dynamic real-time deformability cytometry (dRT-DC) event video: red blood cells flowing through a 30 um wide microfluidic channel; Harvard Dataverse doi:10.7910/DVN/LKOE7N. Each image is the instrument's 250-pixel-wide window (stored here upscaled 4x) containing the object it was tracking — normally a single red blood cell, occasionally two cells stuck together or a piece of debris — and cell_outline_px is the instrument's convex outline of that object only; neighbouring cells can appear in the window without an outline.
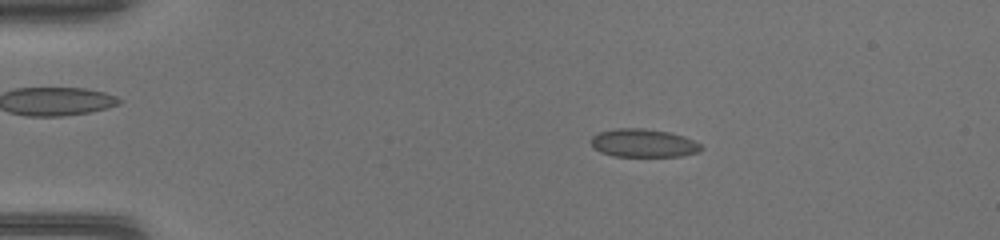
{"species": "common noctule bat (a hibernating species)", "species_latin": "Nyctalus noctula", "temperature_condition": "warm", "stored_images_in_passage": 47, "camera_frame_rate_fps": 3000, "um_per_image_px": 0.085, "animal": {"sex": "female", "body_mass_g": 17.0, "forearm_length_mm": 48.0}, "frame": {"image": 1, "passage_image": 9, "time_ms": 2.667, "image_size_px": [1000, 240], "cell_outline_px": [[704, 148], [700, 152], [684, 156], [612, 156], [600, 152], [592, 144], [592, 136], [600, 132], [616, 128], [644, 128], [668, 132], [684, 136], [700, 144]], "centroid_in_image_um": [54.73, 12.17], "position_along_channel_um": 30.3, "area_um2": 18.09}}
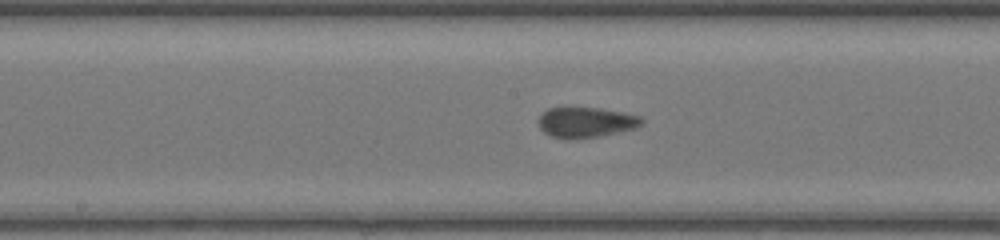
{"frame": {"image": 2, "passage_image": 25, "time_ms": 8.0, "image_size_px": [1000, 240], "cell_outline_px": [[644, 124], [636, 128], [600, 136], [568, 140], [552, 136], [544, 132], [540, 128], [540, 116], [548, 108], [600, 108], [640, 116], [644, 120]], "centroid_in_image_um": [49.84, 10.41], "position_along_channel_um": 198.4, "area_um2": 18.15}}
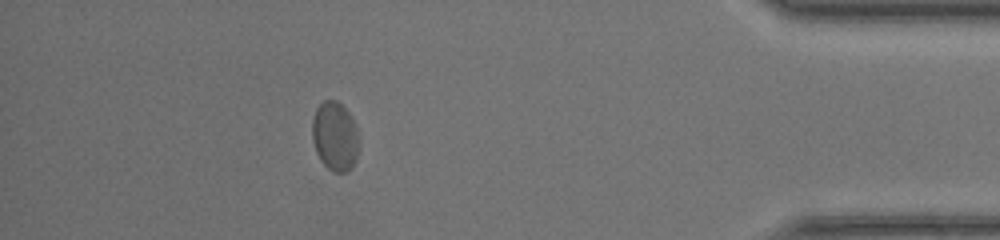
{"frame": {"image": 3, "passage_image": 42, "time_ms": 13.667, "image_size_px": [1000, 240], "cell_outline_px": [[360, 148], [356, 160], [352, 168], [344, 172], [332, 172], [320, 160], [316, 152], [312, 140], [312, 120], [316, 108], [324, 100], [336, 100], [348, 112], [360, 136]], "centroid_in_image_um": [28.49, 11.61], "position_along_channel_um": 406.7, "area_um2": 19.13}}